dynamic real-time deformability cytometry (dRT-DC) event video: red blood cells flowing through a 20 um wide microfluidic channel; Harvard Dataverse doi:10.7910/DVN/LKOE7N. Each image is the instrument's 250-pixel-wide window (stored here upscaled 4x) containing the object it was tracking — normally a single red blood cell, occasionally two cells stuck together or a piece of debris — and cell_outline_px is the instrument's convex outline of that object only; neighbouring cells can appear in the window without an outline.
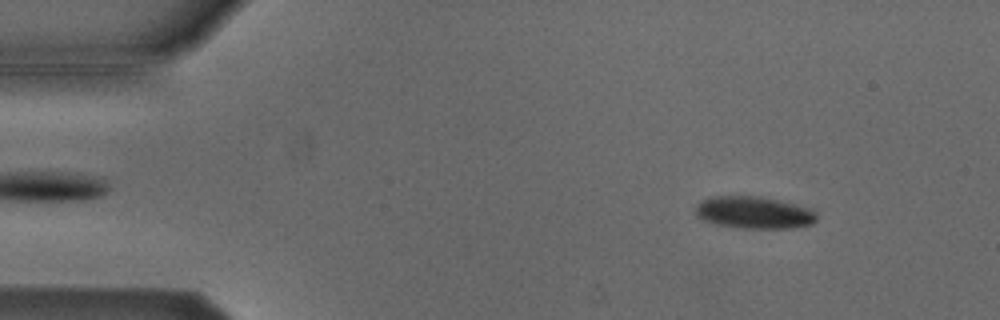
{"species": "Egyptian fruit bat (a non-hibernating species)", "species_latin": "Rousettus aegyptiacus", "temperature_condition": "cold", "stored_images_in_passage": 6, "camera_frame_rate_fps": 3000, "um_per_image_px": 0.085, "animal": {"sex": "male"}, "frame": {"image": 1, "passage_image": 1, "time_ms": 0.0, "image_size_px": [1000, 320], "cell_outline_px": [[816, 220], [812, 224], [788, 228], [744, 228], [716, 224], [704, 220], [696, 212], [696, 208], [704, 200], [712, 196], [760, 196], [780, 200], [812, 208], [816, 212]], "centroid_in_image_um": [64.16, 18.06], "position_along_channel_um": 20.8, "area_um2": 22.48}}
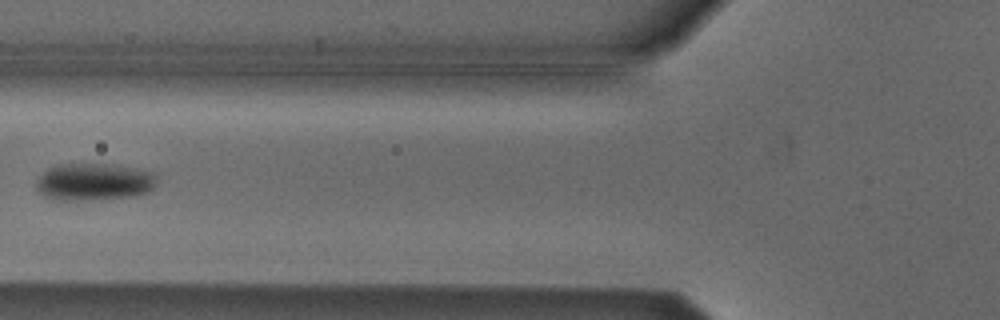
{"frame": {"image": 2, "passage_image": 5, "time_ms": 1.333, "image_size_px": [1000, 320], "cell_outline_px": [[156, 184], [148, 192], [136, 196], [80, 200], [56, 200], [44, 196], [36, 188], [36, 180], [48, 168], [60, 164], [112, 164], [136, 168], [152, 172], [156, 176]], "centroid_in_image_um": [7.99, 15.45], "position_along_channel_um": 117.8, "area_um2": 26.18}}
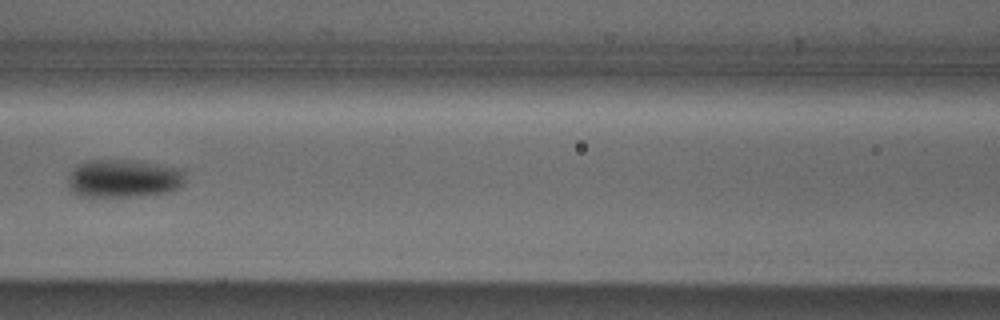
{"frame": {"image": 3, "passage_image": 6, "time_ms": 1.667, "image_size_px": [1000, 320], "cell_outline_px": [[184, 184], [180, 188], [168, 192], [140, 196], [76, 196], [68, 188], [68, 172], [76, 164], [88, 160], [140, 160], [180, 168], [184, 172]], "centroid_in_image_um": [10.48, 15.16], "position_along_channel_um": 156.1, "area_um2": 26.65}}